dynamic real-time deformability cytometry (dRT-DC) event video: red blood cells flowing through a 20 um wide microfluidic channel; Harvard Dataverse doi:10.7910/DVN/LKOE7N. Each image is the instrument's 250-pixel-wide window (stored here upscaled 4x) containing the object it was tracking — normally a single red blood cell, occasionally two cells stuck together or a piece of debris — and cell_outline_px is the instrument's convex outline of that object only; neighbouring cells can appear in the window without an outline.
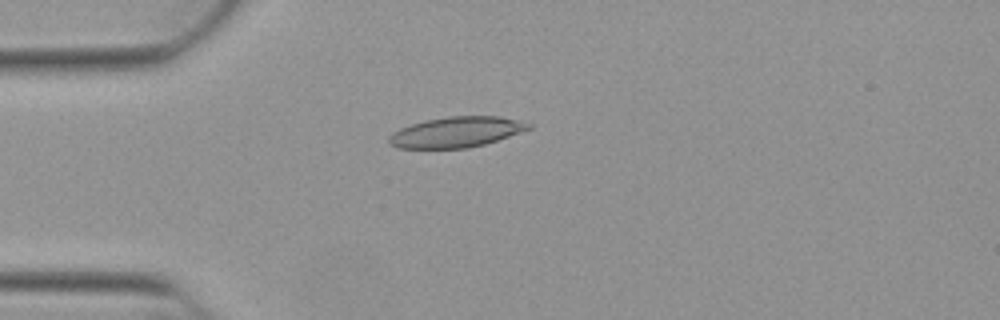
{"species": "Egyptian fruit bat (a non-hibernating species)", "species_latin": "Rousettus aegyptiacus", "temperature_condition": "warm", "stored_images_in_passage": 52, "camera_frame_rate_fps": 3000, "um_per_image_px": 0.085, "animal": {"sex": "female"}, "frame": {"image": 1, "passage_image": 14, "time_ms": 4.333, "image_size_px": [1000, 320], "cell_outline_px": [[536, 124], [532, 128], [484, 144], [468, 148], [396, 148], [388, 144], [388, 136], [392, 132], [400, 128], [424, 120], [448, 116], [500, 116]], "centroid_in_image_um": [38.77, 11.22], "position_along_channel_um": 46.2, "area_um2": 24.97}}
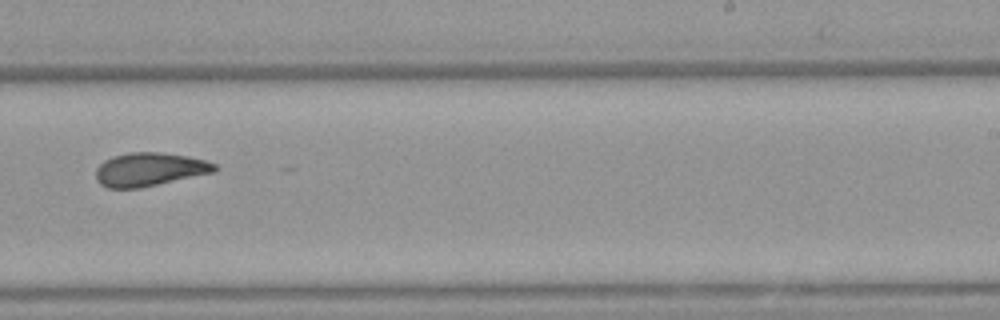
{"frame": {"image": 2, "passage_image": 33, "time_ms": 10.667, "image_size_px": [1000, 320], "cell_outline_px": [[220, 168], [216, 172], [140, 188], [108, 188], [100, 184], [96, 180], [96, 168], [104, 160], [112, 156], [128, 152], [160, 152], [188, 156], [204, 160], [216, 164]], "centroid_in_image_um": [12.72, 14.4], "position_along_channel_um": 276.3, "area_um2": 23.41}}
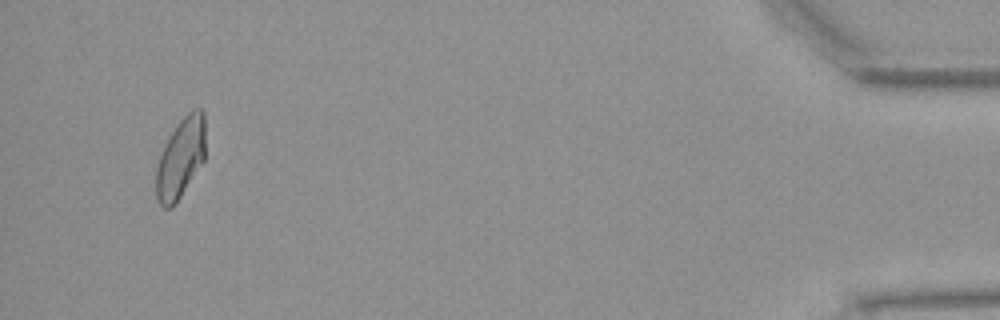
{"frame": {"image": 3, "passage_image": 50, "time_ms": 16.333, "image_size_px": [1000, 320], "cell_outline_px": [[204, 160], [176, 204], [172, 208], [164, 208], [160, 204], [156, 196], [156, 168], [164, 144], [168, 136], [176, 124], [188, 112], [196, 108], [200, 108], [204, 112]], "centroid_in_image_um": [15.34, 13.44], "position_along_channel_um": 419.9, "area_um2": 23.06}, "authors_computed_cell_mechanics": {"area_um2": 23.7269, "velocity_mm_per_s": 3.9142, "shape_relaxation_time_tau1_ms": 8.6585, "shape_relaxation_time_tau2_ms": 2.7461, "deformation_change_tau1": 0.2045, "deformation_change_tau2": 0.089}}